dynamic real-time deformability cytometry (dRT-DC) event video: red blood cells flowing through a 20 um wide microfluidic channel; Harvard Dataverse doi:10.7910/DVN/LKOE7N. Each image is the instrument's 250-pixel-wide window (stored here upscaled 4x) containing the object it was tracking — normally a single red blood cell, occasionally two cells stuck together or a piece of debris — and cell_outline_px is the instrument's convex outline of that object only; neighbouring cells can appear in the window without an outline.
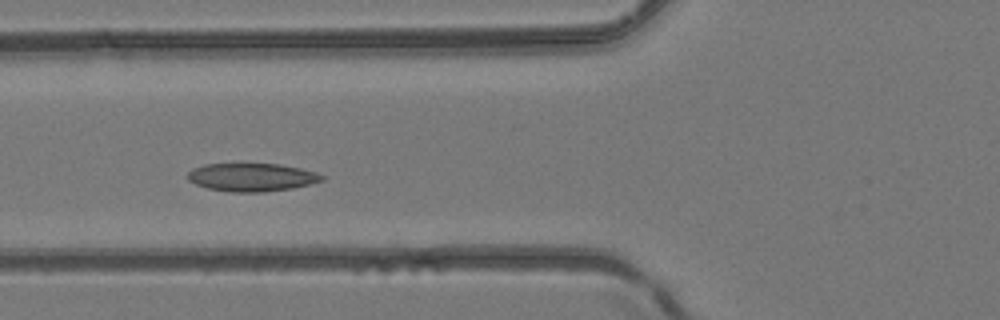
{"species": "common noctule bat (a hibernating species)", "species_latin": "Nyctalus noctula", "temperature_condition": "room temperature", "stored_images_in_passage": 8, "camera_frame_rate_fps": 3000, "um_per_image_px": 0.085, "animal": {"sex": "female", "body_mass_g": 24.6, "forearm_length_mm": 56.2}, "frame": {"image": 1, "passage_image": 8, "time_ms": 2.333, "image_size_px": [1000, 320], "cell_outline_px": [[324, 180], [292, 188], [264, 192], [232, 192], [208, 188], [196, 184], [188, 180], [184, 176], [192, 168], [204, 164], [280, 164], [300, 168], [316, 172], [324, 176]], "centroid_in_image_um": [21.36, 15.06], "position_along_channel_um": 104.4, "area_um2": 22.02}}